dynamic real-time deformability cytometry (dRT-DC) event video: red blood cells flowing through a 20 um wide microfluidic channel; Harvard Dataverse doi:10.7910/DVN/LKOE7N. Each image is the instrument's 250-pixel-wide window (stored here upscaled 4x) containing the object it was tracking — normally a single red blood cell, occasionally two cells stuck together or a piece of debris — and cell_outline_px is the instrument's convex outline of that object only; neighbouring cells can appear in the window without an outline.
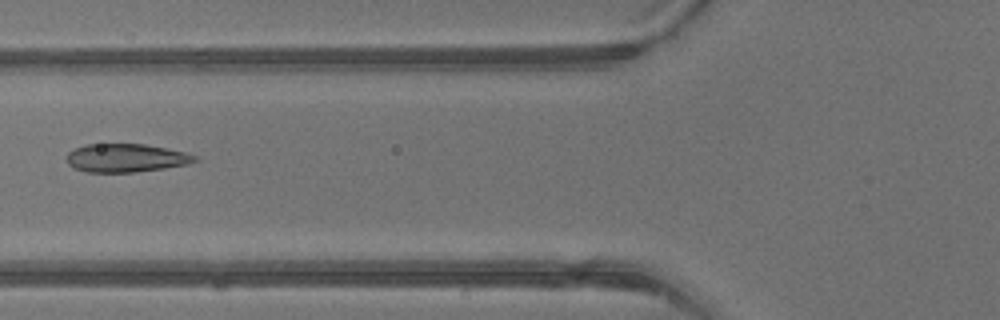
{"species": "common noctule bat (a hibernating species)", "species_latin": "Nyctalus noctula", "temperature_condition": "warm", "stored_images_in_passage": 2, "camera_frame_rate_fps": 3000, "um_per_image_px": 0.085, "animal": {"sex": "male", "body_mass_g": 13.3}, "frame": {"image": 1, "passage_image": 2, "time_ms": 0.333, "image_size_px": [1000, 320], "cell_outline_px": [[200, 160], [188, 164], [164, 168], [136, 172], [84, 172], [72, 168], [64, 160], [68, 152], [76, 148], [88, 144], [144, 144], [168, 148], [188, 152], [196, 156]], "centroid_in_image_um": [10.71, 13.43], "position_along_channel_um": 115.1, "area_um2": 21.5}}